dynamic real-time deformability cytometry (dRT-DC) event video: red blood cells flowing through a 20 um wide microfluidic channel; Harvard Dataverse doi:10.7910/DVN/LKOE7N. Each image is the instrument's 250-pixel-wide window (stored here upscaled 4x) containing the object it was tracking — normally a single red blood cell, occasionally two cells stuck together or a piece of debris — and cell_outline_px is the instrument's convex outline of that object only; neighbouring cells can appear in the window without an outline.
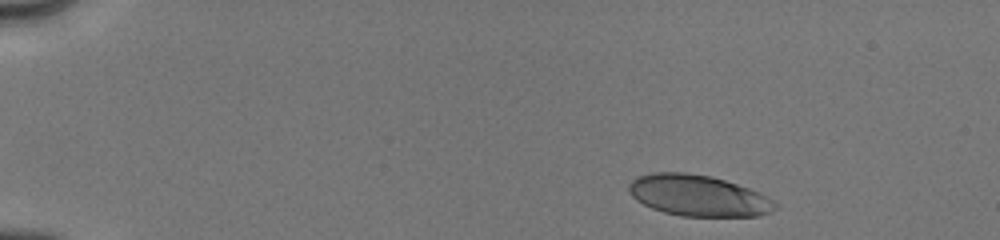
{"species": "human", "species_latin": "Homo sapiens", "temperature_condition": "cold", "stored_images_in_passage": 4, "camera_frame_rate_fps": 3000, "um_per_image_px": 0.085, "donor": {"sex": "male"}, "frame": {"image": 1, "passage_image": 1, "time_ms": 0.0, "image_size_px": [1000, 240], "cell_outline_px": [[780, 204], [772, 212], [760, 216], [680, 216], [664, 212], [652, 208], [636, 200], [628, 192], [628, 184], [636, 176], [652, 172], [684, 172], [708, 176], [724, 180], [760, 192], [776, 200]], "centroid_in_image_um": [59.37, 16.63], "position_along_channel_um": 25.6, "area_um2": 35.37}}
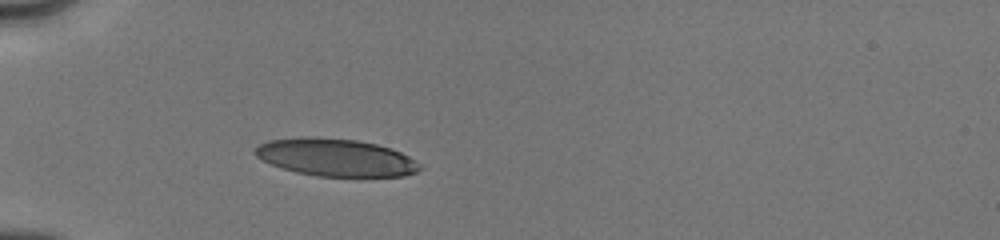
{"frame": {"image": 2, "passage_image": 4, "time_ms": 3.0, "image_size_px": [1000, 240], "cell_outline_px": [[424, 168], [416, 172], [404, 176], [316, 176], [296, 172], [280, 168], [256, 156], [256, 148], [260, 144], [268, 140], [308, 136], [312, 136], [356, 140], [376, 144], [400, 152], [424, 164]], "centroid_in_image_um": [28.58, 13.38], "position_along_channel_um": 56.4, "area_um2": 36.01}}